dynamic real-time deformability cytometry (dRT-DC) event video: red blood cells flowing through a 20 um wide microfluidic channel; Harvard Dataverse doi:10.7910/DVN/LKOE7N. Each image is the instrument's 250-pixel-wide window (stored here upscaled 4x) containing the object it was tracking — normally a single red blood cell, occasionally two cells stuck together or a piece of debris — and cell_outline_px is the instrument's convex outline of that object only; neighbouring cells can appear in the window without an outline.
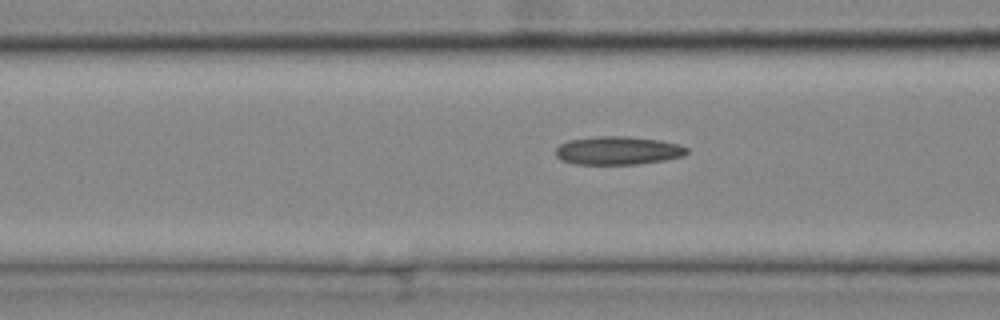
{"species": "common noctule bat (a hibernating species)", "species_latin": "Nyctalus noctula", "temperature_condition": "cold", "stored_images_in_passage": 13, "camera_frame_rate_fps": 3000, "um_per_image_px": 0.085, "animal": {"sex": "female", "body_mass_g": 25.1}, "frame": {"image": 1, "passage_image": 10, "time_ms": 3.0, "image_size_px": [1000, 320], "cell_outline_px": [[688, 152], [684, 156], [664, 160], [636, 164], [572, 164], [560, 160], [556, 156], [556, 148], [560, 144], [568, 140], [596, 136], [628, 136], [656, 140], [676, 144], [688, 148]], "centroid_in_image_um": [52.47, 12.8], "position_along_channel_um": 114.1, "area_um2": 21.62}}